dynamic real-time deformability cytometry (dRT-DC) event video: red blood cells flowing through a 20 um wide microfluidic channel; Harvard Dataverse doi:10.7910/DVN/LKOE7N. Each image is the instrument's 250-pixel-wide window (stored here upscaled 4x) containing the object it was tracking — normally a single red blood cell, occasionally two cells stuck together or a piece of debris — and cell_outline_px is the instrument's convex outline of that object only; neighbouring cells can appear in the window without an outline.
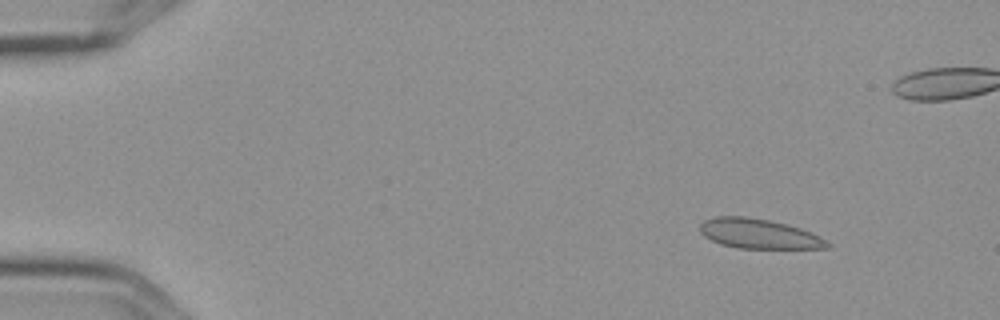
{"species": "Egyptian fruit bat (a non-hibernating species)", "species_latin": "Rousettus aegyptiacus", "temperature_condition": "cold", "stored_images_in_passage": 6, "camera_frame_rate_fps": 3000, "um_per_image_px": 0.085, "frame": {"image": 1, "passage_image": 2, "time_ms": 0.333, "image_size_px": [1000, 320], "cell_outline_px": [[832, 248], [736, 248], [720, 244], [704, 236], [700, 232], [700, 224], [704, 220], [716, 216], [744, 216], [768, 220], [800, 228], [820, 236], [832, 244]], "centroid_in_image_um": [64.5, 19.87], "position_along_channel_um": 20.5, "area_um2": 22.02}}